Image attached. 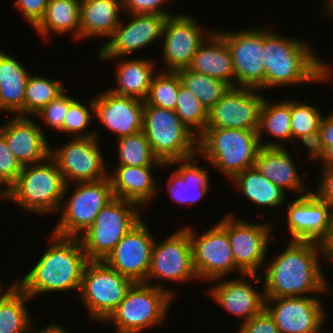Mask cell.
Segmentation results:
<instances>
[{"mask_svg": "<svg viewBox=\"0 0 333 333\" xmlns=\"http://www.w3.org/2000/svg\"><path fill=\"white\" fill-rule=\"evenodd\" d=\"M288 151L284 147H261L254 166L284 191L289 190L299 196L309 194L312 191L306 193L304 180Z\"/></svg>", "mask_w": 333, "mask_h": 333, "instance_id": "26", "label": "cell"}, {"mask_svg": "<svg viewBox=\"0 0 333 333\" xmlns=\"http://www.w3.org/2000/svg\"><path fill=\"white\" fill-rule=\"evenodd\" d=\"M60 94L56 99L50 101L44 108H42L34 116L43 118L44 124L46 123L49 128L59 132H63V120L68 111V107L76 100L68 96L65 92Z\"/></svg>", "mask_w": 333, "mask_h": 333, "instance_id": "43", "label": "cell"}, {"mask_svg": "<svg viewBox=\"0 0 333 333\" xmlns=\"http://www.w3.org/2000/svg\"><path fill=\"white\" fill-rule=\"evenodd\" d=\"M67 88L51 78L29 75L24 95V117L33 116Z\"/></svg>", "mask_w": 333, "mask_h": 333, "instance_id": "38", "label": "cell"}, {"mask_svg": "<svg viewBox=\"0 0 333 333\" xmlns=\"http://www.w3.org/2000/svg\"><path fill=\"white\" fill-rule=\"evenodd\" d=\"M181 122L197 137L206 129L209 111L184 85H180L175 109Z\"/></svg>", "mask_w": 333, "mask_h": 333, "instance_id": "39", "label": "cell"}, {"mask_svg": "<svg viewBox=\"0 0 333 333\" xmlns=\"http://www.w3.org/2000/svg\"><path fill=\"white\" fill-rule=\"evenodd\" d=\"M231 182L247 200L258 206L279 207L285 204L286 191L273 184L254 166L237 174Z\"/></svg>", "mask_w": 333, "mask_h": 333, "instance_id": "33", "label": "cell"}, {"mask_svg": "<svg viewBox=\"0 0 333 333\" xmlns=\"http://www.w3.org/2000/svg\"><path fill=\"white\" fill-rule=\"evenodd\" d=\"M321 167H333V142L332 146L324 150V156L321 159Z\"/></svg>", "mask_w": 333, "mask_h": 333, "instance_id": "53", "label": "cell"}, {"mask_svg": "<svg viewBox=\"0 0 333 333\" xmlns=\"http://www.w3.org/2000/svg\"><path fill=\"white\" fill-rule=\"evenodd\" d=\"M154 237L142 218L114 247L104 262L135 282H145L151 263Z\"/></svg>", "mask_w": 333, "mask_h": 333, "instance_id": "19", "label": "cell"}, {"mask_svg": "<svg viewBox=\"0 0 333 333\" xmlns=\"http://www.w3.org/2000/svg\"><path fill=\"white\" fill-rule=\"evenodd\" d=\"M325 9H326V14L328 15L329 14V16L331 17H333V3L328 7V8H326L325 7Z\"/></svg>", "mask_w": 333, "mask_h": 333, "instance_id": "56", "label": "cell"}, {"mask_svg": "<svg viewBox=\"0 0 333 333\" xmlns=\"http://www.w3.org/2000/svg\"><path fill=\"white\" fill-rule=\"evenodd\" d=\"M13 4L34 28L45 15L48 0H16Z\"/></svg>", "mask_w": 333, "mask_h": 333, "instance_id": "47", "label": "cell"}, {"mask_svg": "<svg viewBox=\"0 0 333 333\" xmlns=\"http://www.w3.org/2000/svg\"><path fill=\"white\" fill-rule=\"evenodd\" d=\"M31 298L16 285L0 301V333H30L32 321L26 302Z\"/></svg>", "mask_w": 333, "mask_h": 333, "instance_id": "35", "label": "cell"}, {"mask_svg": "<svg viewBox=\"0 0 333 333\" xmlns=\"http://www.w3.org/2000/svg\"><path fill=\"white\" fill-rule=\"evenodd\" d=\"M51 244L17 285L30 297L38 294L80 291L83 272L89 262L79 238L51 233Z\"/></svg>", "mask_w": 333, "mask_h": 333, "instance_id": "2", "label": "cell"}, {"mask_svg": "<svg viewBox=\"0 0 333 333\" xmlns=\"http://www.w3.org/2000/svg\"><path fill=\"white\" fill-rule=\"evenodd\" d=\"M188 68L235 87V71L231 54L225 40L217 30L213 31L201 44Z\"/></svg>", "mask_w": 333, "mask_h": 333, "instance_id": "28", "label": "cell"}, {"mask_svg": "<svg viewBox=\"0 0 333 333\" xmlns=\"http://www.w3.org/2000/svg\"><path fill=\"white\" fill-rule=\"evenodd\" d=\"M117 140L118 165L116 166H169L160 162L152 152L143 131Z\"/></svg>", "mask_w": 333, "mask_h": 333, "instance_id": "36", "label": "cell"}, {"mask_svg": "<svg viewBox=\"0 0 333 333\" xmlns=\"http://www.w3.org/2000/svg\"><path fill=\"white\" fill-rule=\"evenodd\" d=\"M99 141L95 136L73 137L61 147H50V157L56 162L66 184L94 182L108 177L110 167L103 160Z\"/></svg>", "mask_w": 333, "mask_h": 333, "instance_id": "11", "label": "cell"}, {"mask_svg": "<svg viewBox=\"0 0 333 333\" xmlns=\"http://www.w3.org/2000/svg\"><path fill=\"white\" fill-rule=\"evenodd\" d=\"M194 231L189 226L193 265L198 279L219 281L232 271L244 274L235 265L227 231L219 223L201 234Z\"/></svg>", "mask_w": 333, "mask_h": 333, "instance_id": "13", "label": "cell"}, {"mask_svg": "<svg viewBox=\"0 0 333 333\" xmlns=\"http://www.w3.org/2000/svg\"><path fill=\"white\" fill-rule=\"evenodd\" d=\"M324 3L327 4L326 7L328 8L333 3V0H326Z\"/></svg>", "mask_w": 333, "mask_h": 333, "instance_id": "57", "label": "cell"}, {"mask_svg": "<svg viewBox=\"0 0 333 333\" xmlns=\"http://www.w3.org/2000/svg\"><path fill=\"white\" fill-rule=\"evenodd\" d=\"M1 186H6L4 189L1 188L0 190V199H3L5 201H7V198H8V195L10 193V190H11V186L0 176V187Z\"/></svg>", "mask_w": 333, "mask_h": 333, "instance_id": "54", "label": "cell"}, {"mask_svg": "<svg viewBox=\"0 0 333 333\" xmlns=\"http://www.w3.org/2000/svg\"><path fill=\"white\" fill-rule=\"evenodd\" d=\"M69 185L65 187L61 203L64 206L61 205L59 209L62 210L60 220L52 233L61 237L78 238L91 226L99 211L114 195L109 176L99 181L76 183L73 194L66 200Z\"/></svg>", "mask_w": 333, "mask_h": 333, "instance_id": "9", "label": "cell"}, {"mask_svg": "<svg viewBox=\"0 0 333 333\" xmlns=\"http://www.w3.org/2000/svg\"><path fill=\"white\" fill-rule=\"evenodd\" d=\"M302 141V144L308 148L309 157L316 160H321L324 156V145L322 142V137L320 130L311 132L305 136L298 138Z\"/></svg>", "mask_w": 333, "mask_h": 333, "instance_id": "49", "label": "cell"}, {"mask_svg": "<svg viewBox=\"0 0 333 333\" xmlns=\"http://www.w3.org/2000/svg\"><path fill=\"white\" fill-rule=\"evenodd\" d=\"M241 278L222 280L209 290L208 295L228 313L243 317L242 323L249 321L265 309V292L257 291L246 277L259 284L260 274H241Z\"/></svg>", "mask_w": 333, "mask_h": 333, "instance_id": "23", "label": "cell"}, {"mask_svg": "<svg viewBox=\"0 0 333 333\" xmlns=\"http://www.w3.org/2000/svg\"><path fill=\"white\" fill-rule=\"evenodd\" d=\"M320 133L324 148L332 146L333 142V113L331 112L326 117L323 115L320 124Z\"/></svg>", "mask_w": 333, "mask_h": 333, "instance_id": "50", "label": "cell"}, {"mask_svg": "<svg viewBox=\"0 0 333 333\" xmlns=\"http://www.w3.org/2000/svg\"><path fill=\"white\" fill-rule=\"evenodd\" d=\"M168 0H122V9L127 14H157L162 16H173L164 8ZM163 6V7H162ZM164 8V9H163Z\"/></svg>", "mask_w": 333, "mask_h": 333, "instance_id": "45", "label": "cell"}, {"mask_svg": "<svg viewBox=\"0 0 333 333\" xmlns=\"http://www.w3.org/2000/svg\"><path fill=\"white\" fill-rule=\"evenodd\" d=\"M195 157L169 163L171 165L180 164L167 181V189L173 202L190 206L203 199L209 191L210 179L207 166H197L195 164L197 157Z\"/></svg>", "mask_w": 333, "mask_h": 333, "instance_id": "27", "label": "cell"}, {"mask_svg": "<svg viewBox=\"0 0 333 333\" xmlns=\"http://www.w3.org/2000/svg\"><path fill=\"white\" fill-rule=\"evenodd\" d=\"M259 89L230 87L209 110L206 128H231L257 131L265 99Z\"/></svg>", "mask_w": 333, "mask_h": 333, "instance_id": "17", "label": "cell"}, {"mask_svg": "<svg viewBox=\"0 0 333 333\" xmlns=\"http://www.w3.org/2000/svg\"><path fill=\"white\" fill-rule=\"evenodd\" d=\"M176 293L160 283L135 282L104 323L112 322L117 333H140L164 323Z\"/></svg>", "mask_w": 333, "mask_h": 333, "instance_id": "5", "label": "cell"}, {"mask_svg": "<svg viewBox=\"0 0 333 333\" xmlns=\"http://www.w3.org/2000/svg\"><path fill=\"white\" fill-rule=\"evenodd\" d=\"M320 183L318 189L313 192L321 201L327 202L333 207V167H321Z\"/></svg>", "mask_w": 333, "mask_h": 333, "instance_id": "48", "label": "cell"}, {"mask_svg": "<svg viewBox=\"0 0 333 333\" xmlns=\"http://www.w3.org/2000/svg\"><path fill=\"white\" fill-rule=\"evenodd\" d=\"M154 166H116L112 174H108L113 195L133 202L139 207L148 205L157 194ZM145 204V205H144Z\"/></svg>", "mask_w": 333, "mask_h": 333, "instance_id": "25", "label": "cell"}, {"mask_svg": "<svg viewBox=\"0 0 333 333\" xmlns=\"http://www.w3.org/2000/svg\"><path fill=\"white\" fill-rule=\"evenodd\" d=\"M323 247V259L328 261H333V218H332V225L330 229L329 236L327 239L322 243Z\"/></svg>", "mask_w": 333, "mask_h": 333, "instance_id": "51", "label": "cell"}, {"mask_svg": "<svg viewBox=\"0 0 333 333\" xmlns=\"http://www.w3.org/2000/svg\"><path fill=\"white\" fill-rule=\"evenodd\" d=\"M93 101L94 116L118 139L143 131L144 101L110 90L98 94Z\"/></svg>", "mask_w": 333, "mask_h": 333, "instance_id": "22", "label": "cell"}, {"mask_svg": "<svg viewBox=\"0 0 333 333\" xmlns=\"http://www.w3.org/2000/svg\"><path fill=\"white\" fill-rule=\"evenodd\" d=\"M143 132L163 164L198 156V137L173 110L144 105Z\"/></svg>", "mask_w": 333, "mask_h": 333, "instance_id": "7", "label": "cell"}, {"mask_svg": "<svg viewBox=\"0 0 333 333\" xmlns=\"http://www.w3.org/2000/svg\"><path fill=\"white\" fill-rule=\"evenodd\" d=\"M237 333H280L279 329L269 314V312L264 309L259 314L251 318L249 321L241 323L238 327Z\"/></svg>", "mask_w": 333, "mask_h": 333, "instance_id": "46", "label": "cell"}, {"mask_svg": "<svg viewBox=\"0 0 333 333\" xmlns=\"http://www.w3.org/2000/svg\"><path fill=\"white\" fill-rule=\"evenodd\" d=\"M131 22L125 25L120 21L118 27L99 51L101 61H115L162 38L163 28L168 16L157 14H129Z\"/></svg>", "mask_w": 333, "mask_h": 333, "instance_id": "20", "label": "cell"}, {"mask_svg": "<svg viewBox=\"0 0 333 333\" xmlns=\"http://www.w3.org/2000/svg\"><path fill=\"white\" fill-rule=\"evenodd\" d=\"M23 165L9 149L5 137L0 133V176L12 186L21 173Z\"/></svg>", "mask_w": 333, "mask_h": 333, "instance_id": "44", "label": "cell"}, {"mask_svg": "<svg viewBox=\"0 0 333 333\" xmlns=\"http://www.w3.org/2000/svg\"><path fill=\"white\" fill-rule=\"evenodd\" d=\"M0 133L23 166L40 163L50 156V143L31 116L11 117L0 126Z\"/></svg>", "mask_w": 333, "mask_h": 333, "instance_id": "24", "label": "cell"}, {"mask_svg": "<svg viewBox=\"0 0 333 333\" xmlns=\"http://www.w3.org/2000/svg\"><path fill=\"white\" fill-rule=\"evenodd\" d=\"M89 109L81 102L75 100L69 107L63 120V133L73 134V137H93L99 139L97 131H89L86 129L92 121V115H94V101L93 99L89 103ZM93 113V114H92ZM92 114V115H91ZM86 133H85V131ZM76 134V135H74Z\"/></svg>", "mask_w": 333, "mask_h": 333, "instance_id": "42", "label": "cell"}, {"mask_svg": "<svg viewBox=\"0 0 333 333\" xmlns=\"http://www.w3.org/2000/svg\"><path fill=\"white\" fill-rule=\"evenodd\" d=\"M268 29L264 28V89L316 81L327 82L331 78L333 69L316 57L307 42L281 36Z\"/></svg>", "mask_w": 333, "mask_h": 333, "instance_id": "3", "label": "cell"}, {"mask_svg": "<svg viewBox=\"0 0 333 333\" xmlns=\"http://www.w3.org/2000/svg\"><path fill=\"white\" fill-rule=\"evenodd\" d=\"M153 279L188 282L198 279L193 265L189 227L181 228L153 244L150 268L144 283Z\"/></svg>", "mask_w": 333, "mask_h": 333, "instance_id": "15", "label": "cell"}, {"mask_svg": "<svg viewBox=\"0 0 333 333\" xmlns=\"http://www.w3.org/2000/svg\"><path fill=\"white\" fill-rule=\"evenodd\" d=\"M17 285V282H16V280L14 281V282H12V284L11 285H9L7 288L8 289H6L4 292H2L3 291V289H5V288H2L3 286L1 285V283H0V301L15 287Z\"/></svg>", "mask_w": 333, "mask_h": 333, "instance_id": "55", "label": "cell"}, {"mask_svg": "<svg viewBox=\"0 0 333 333\" xmlns=\"http://www.w3.org/2000/svg\"><path fill=\"white\" fill-rule=\"evenodd\" d=\"M228 234L235 265L244 274H258L268 254L273 227L266 223H249L227 214L218 222Z\"/></svg>", "mask_w": 333, "mask_h": 333, "instance_id": "12", "label": "cell"}, {"mask_svg": "<svg viewBox=\"0 0 333 333\" xmlns=\"http://www.w3.org/2000/svg\"><path fill=\"white\" fill-rule=\"evenodd\" d=\"M291 119V100H279L271 102L266 97L263 101L259 127H258V138L262 147H285L281 142H261L264 132L270 134L274 138L282 139L285 141H292V131L290 126ZM281 143V144H280Z\"/></svg>", "mask_w": 333, "mask_h": 333, "instance_id": "34", "label": "cell"}, {"mask_svg": "<svg viewBox=\"0 0 333 333\" xmlns=\"http://www.w3.org/2000/svg\"><path fill=\"white\" fill-rule=\"evenodd\" d=\"M182 84L177 72L159 71L155 73L144 105H153L175 111L177 95Z\"/></svg>", "mask_w": 333, "mask_h": 333, "instance_id": "40", "label": "cell"}, {"mask_svg": "<svg viewBox=\"0 0 333 333\" xmlns=\"http://www.w3.org/2000/svg\"><path fill=\"white\" fill-rule=\"evenodd\" d=\"M282 253L267 265L263 278L265 297H300L324 294L329 284L321 266L322 244L291 241ZM320 256V257H319Z\"/></svg>", "mask_w": 333, "mask_h": 333, "instance_id": "1", "label": "cell"}, {"mask_svg": "<svg viewBox=\"0 0 333 333\" xmlns=\"http://www.w3.org/2000/svg\"><path fill=\"white\" fill-rule=\"evenodd\" d=\"M182 85L190 90L209 111L230 89V85L189 68L177 71Z\"/></svg>", "mask_w": 333, "mask_h": 333, "instance_id": "37", "label": "cell"}, {"mask_svg": "<svg viewBox=\"0 0 333 333\" xmlns=\"http://www.w3.org/2000/svg\"><path fill=\"white\" fill-rule=\"evenodd\" d=\"M122 0H81V40L109 38L120 23Z\"/></svg>", "mask_w": 333, "mask_h": 333, "instance_id": "29", "label": "cell"}, {"mask_svg": "<svg viewBox=\"0 0 333 333\" xmlns=\"http://www.w3.org/2000/svg\"><path fill=\"white\" fill-rule=\"evenodd\" d=\"M230 51L235 71V87L264 90V28L260 30L217 31Z\"/></svg>", "mask_w": 333, "mask_h": 333, "instance_id": "14", "label": "cell"}, {"mask_svg": "<svg viewBox=\"0 0 333 333\" xmlns=\"http://www.w3.org/2000/svg\"><path fill=\"white\" fill-rule=\"evenodd\" d=\"M137 204L114 197L78 238L89 261H104L121 239L142 219Z\"/></svg>", "mask_w": 333, "mask_h": 333, "instance_id": "8", "label": "cell"}, {"mask_svg": "<svg viewBox=\"0 0 333 333\" xmlns=\"http://www.w3.org/2000/svg\"><path fill=\"white\" fill-rule=\"evenodd\" d=\"M66 185L56 162L49 156L40 163L23 166L7 200L27 212L43 215L56 213L60 209Z\"/></svg>", "mask_w": 333, "mask_h": 333, "instance_id": "6", "label": "cell"}, {"mask_svg": "<svg viewBox=\"0 0 333 333\" xmlns=\"http://www.w3.org/2000/svg\"><path fill=\"white\" fill-rule=\"evenodd\" d=\"M318 107L291 100L290 126L293 138L298 139L311 132L319 131L323 114Z\"/></svg>", "mask_w": 333, "mask_h": 333, "instance_id": "41", "label": "cell"}, {"mask_svg": "<svg viewBox=\"0 0 333 333\" xmlns=\"http://www.w3.org/2000/svg\"><path fill=\"white\" fill-rule=\"evenodd\" d=\"M261 147L258 132L253 130L206 128L198 137V155L230 181L254 167Z\"/></svg>", "mask_w": 333, "mask_h": 333, "instance_id": "4", "label": "cell"}, {"mask_svg": "<svg viewBox=\"0 0 333 333\" xmlns=\"http://www.w3.org/2000/svg\"><path fill=\"white\" fill-rule=\"evenodd\" d=\"M81 0H48L44 17L34 27L44 39L51 33L71 32L74 39H81Z\"/></svg>", "mask_w": 333, "mask_h": 333, "instance_id": "32", "label": "cell"}, {"mask_svg": "<svg viewBox=\"0 0 333 333\" xmlns=\"http://www.w3.org/2000/svg\"><path fill=\"white\" fill-rule=\"evenodd\" d=\"M133 283L104 261H89L83 272L80 299L92 319L104 322Z\"/></svg>", "mask_w": 333, "mask_h": 333, "instance_id": "10", "label": "cell"}, {"mask_svg": "<svg viewBox=\"0 0 333 333\" xmlns=\"http://www.w3.org/2000/svg\"><path fill=\"white\" fill-rule=\"evenodd\" d=\"M287 227L291 241H314L322 244L329 236L333 207L321 201L313 191L287 205Z\"/></svg>", "mask_w": 333, "mask_h": 333, "instance_id": "21", "label": "cell"}, {"mask_svg": "<svg viewBox=\"0 0 333 333\" xmlns=\"http://www.w3.org/2000/svg\"><path fill=\"white\" fill-rule=\"evenodd\" d=\"M32 325L30 333H68V330H65L64 327H61L60 324L52 322L50 325H47L41 330H36V327ZM36 330V331H34Z\"/></svg>", "mask_w": 333, "mask_h": 333, "instance_id": "52", "label": "cell"}, {"mask_svg": "<svg viewBox=\"0 0 333 333\" xmlns=\"http://www.w3.org/2000/svg\"><path fill=\"white\" fill-rule=\"evenodd\" d=\"M30 73L0 49V112L24 117V95Z\"/></svg>", "mask_w": 333, "mask_h": 333, "instance_id": "30", "label": "cell"}, {"mask_svg": "<svg viewBox=\"0 0 333 333\" xmlns=\"http://www.w3.org/2000/svg\"><path fill=\"white\" fill-rule=\"evenodd\" d=\"M202 31L195 18L187 14H175L166 19L163 28V64L165 71L177 72L188 68L201 44L211 34ZM204 34V35H203Z\"/></svg>", "mask_w": 333, "mask_h": 333, "instance_id": "18", "label": "cell"}, {"mask_svg": "<svg viewBox=\"0 0 333 333\" xmlns=\"http://www.w3.org/2000/svg\"><path fill=\"white\" fill-rule=\"evenodd\" d=\"M265 298V309L274 319L280 333H320L323 331L321 330L324 326L322 324L326 322L328 313L318 297L305 295Z\"/></svg>", "mask_w": 333, "mask_h": 333, "instance_id": "16", "label": "cell"}, {"mask_svg": "<svg viewBox=\"0 0 333 333\" xmlns=\"http://www.w3.org/2000/svg\"><path fill=\"white\" fill-rule=\"evenodd\" d=\"M121 60L116 68L117 87L109 89L112 93L133 97L142 101L148 96L154 77L155 62L148 59Z\"/></svg>", "mask_w": 333, "mask_h": 333, "instance_id": "31", "label": "cell"}]
</instances>
